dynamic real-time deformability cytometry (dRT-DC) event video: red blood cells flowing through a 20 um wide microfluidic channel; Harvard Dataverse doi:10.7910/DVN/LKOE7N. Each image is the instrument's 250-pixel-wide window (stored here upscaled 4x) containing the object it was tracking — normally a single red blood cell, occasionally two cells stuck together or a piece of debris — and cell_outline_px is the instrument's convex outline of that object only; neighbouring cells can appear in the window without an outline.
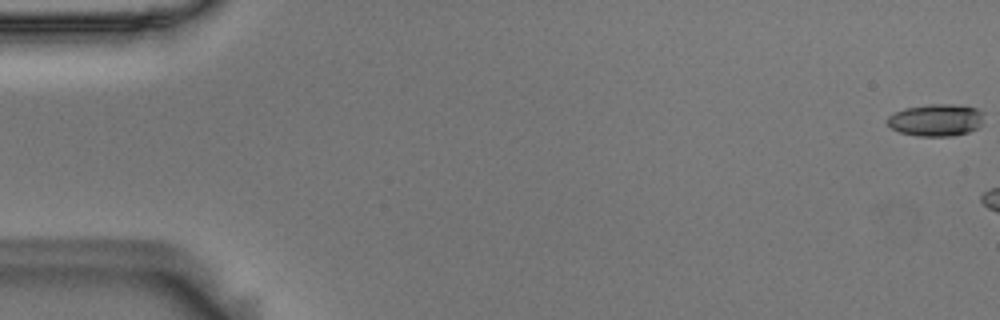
{"species": "Egyptian fruit bat (a non-hibernating species)", "species_latin": "Rousettus aegyptiacus", "temperature_condition": "room temperature", "stored_images_in_passage": 7, "camera_frame_rate_fps": 3000, "um_per_image_px": 0.085, "animal": {"sex": "male"}, "frame": {"image": 1, "passage_image": 1, "time_ms": 0.0, "image_size_px": [1000, 320], "cell_outline_px": [[984, 112], [980, 124], [976, 128], [968, 132], [952, 136], [916, 136], [900, 132], [892, 128], [884, 120], [888, 116], [904, 108], [928, 104], [952, 104], [976, 108]], "centroid_in_image_um": [79.53, 10.2], "position_along_channel_um": 5.5, "area_um2": 18.09}}